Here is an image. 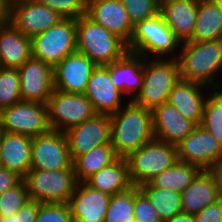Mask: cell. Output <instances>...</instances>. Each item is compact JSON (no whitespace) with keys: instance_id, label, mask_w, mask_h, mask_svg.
<instances>
[{"instance_id":"cell-1","label":"cell","mask_w":222,"mask_h":222,"mask_svg":"<svg viewBox=\"0 0 222 222\" xmlns=\"http://www.w3.org/2000/svg\"><path fill=\"white\" fill-rule=\"evenodd\" d=\"M110 120L111 145L119 158H127L155 138L152 110L137 105L132 100L111 114Z\"/></svg>"},{"instance_id":"cell-2","label":"cell","mask_w":222,"mask_h":222,"mask_svg":"<svg viewBox=\"0 0 222 222\" xmlns=\"http://www.w3.org/2000/svg\"><path fill=\"white\" fill-rule=\"evenodd\" d=\"M176 59L181 79L222 89V39L183 42Z\"/></svg>"},{"instance_id":"cell-3","label":"cell","mask_w":222,"mask_h":222,"mask_svg":"<svg viewBox=\"0 0 222 222\" xmlns=\"http://www.w3.org/2000/svg\"><path fill=\"white\" fill-rule=\"evenodd\" d=\"M126 45L129 52L144 58L176 59L181 42L158 13L152 18L136 23Z\"/></svg>"},{"instance_id":"cell-4","label":"cell","mask_w":222,"mask_h":222,"mask_svg":"<svg viewBox=\"0 0 222 222\" xmlns=\"http://www.w3.org/2000/svg\"><path fill=\"white\" fill-rule=\"evenodd\" d=\"M77 51L86 55L97 66H105L120 59L128 50L117 35L86 15L76 19Z\"/></svg>"},{"instance_id":"cell-5","label":"cell","mask_w":222,"mask_h":222,"mask_svg":"<svg viewBox=\"0 0 222 222\" xmlns=\"http://www.w3.org/2000/svg\"><path fill=\"white\" fill-rule=\"evenodd\" d=\"M179 80L180 71L177 59L144 58L142 88L132 101L153 110L168 102L170 91Z\"/></svg>"},{"instance_id":"cell-6","label":"cell","mask_w":222,"mask_h":222,"mask_svg":"<svg viewBox=\"0 0 222 222\" xmlns=\"http://www.w3.org/2000/svg\"><path fill=\"white\" fill-rule=\"evenodd\" d=\"M132 186L149 183L157 175L171 167L177 159V146L152 139L127 158Z\"/></svg>"},{"instance_id":"cell-7","label":"cell","mask_w":222,"mask_h":222,"mask_svg":"<svg viewBox=\"0 0 222 222\" xmlns=\"http://www.w3.org/2000/svg\"><path fill=\"white\" fill-rule=\"evenodd\" d=\"M23 180L30 200L43 204L69 203L78 183L73 165L57 171L30 169Z\"/></svg>"},{"instance_id":"cell-8","label":"cell","mask_w":222,"mask_h":222,"mask_svg":"<svg viewBox=\"0 0 222 222\" xmlns=\"http://www.w3.org/2000/svg\"><path fill=\"white\" fill-rule=\"evenodd\" d=\"M32 56L53 68L77 51L76 19L63 18L56 25L31 38Z\"/></svg>"},{"instance_id":"cell-9","label":"cell","mask_w":222,"mask_h":222,"mask_svg":"<svg viewBox=\"0 0 222 222\" xmlns=\"http://www.w3.org/2000/svg\"><path fill=\"white\" fill-rule=\"evenodd\" d=\"M50 130L47 104L21 101L0 111V131L33 138Z\"/></svg>"},{"instance_id":"cell-10","label":"cell","mask_w":222,"mask_h":222,"mask_svg":"<svg viewBox=\"0 0 222 222\" xmlns=\"http://www.w3.org/2000/svg\"><path fill=\"white\" fill-rule=\"evenodd\" d=\"M52 130L66 132L94 117L97 113L85 94L66 93L54 89L47 102Z\"/></svg>"},{"instance_id":"cell-11","label":"cell","mask_w":222,"mask_h":222,"mask_svg":"<svg viewBox=\"0 0 222 222\" xmlns=\"http://www.w3.org/2000/svg\"><path fill=\"white\" fill-rule=\"evenodd\" d=\"M72 166L65 132L50 130L32 138L31 168L65 170Z\"/></svg>"},{"instance_id":"cell-12","label":"cell","mask_w":222,"mask_h":222,"mask_svg":"<svg viewBox=\"0 0 222 222\" xmlns=\"http://www.w3.org/2000/svg\"><path fill=\"white\" fill-rule=\"evenodd\" d=\"M177 146L178 161L211 170L222 159V146L202 126L197 125Z\"/></svg>"},{"instance_id":"cell-13","label":"cell","mask_w":222,"mask_h":222,"mask_svg":"<svg viewBox=\"0 0 222 222\" xmlns=\"http://www.w3.org/2000/svg\"><path fill=\"white\" fill-rule=\"evenodd\" d=\"M71 160L88 153L95 147L111 145L110 115L96 114L66 132Z\"/></svg>"},{"instance_id":"cell-14","label":"cell","mask_w":222,"mask_h":222,"mask_svg":"<svg viewBox=\"0 0 222 222\" xmlns=\"http://www.w3.org/2000/svg\"><path fill=\"white\" fill-rule=\"evenodd\" d=\"M63 17L36 0H12L10 23L27 37H34Z\"/></svg>"},{"instance_id":"cell-15","label":"cell","mask_w":222,"mask_h":222,"mask_svg":"<svg viewBox=\"0 0 222 222\" xmlns=\"http://www.w3.org/2000/svg\"><path fill=\"white\" fill-rule=\"evenodd\" d=\"M17 69L21 100L47 104L54 91L53 67L32 56Z\"/></svg>"},{"instance_id":"cell-16","label":"cell","mask_w":222,"mask_h":222,"mask_svg":"<svg viewBox=\"0 0 222 222\" xmlns=\"http://www.w3.org/2000/svg\"><path fill=\"white\" fill-rule=\"evenodd\" d=\"M96 64L86 55L75 51L53 68L54 89L75 94H84Z\"/></svg>"},{"instance_id":"cell-17","label":"cell","mask_w":222,"mask_h":222,"mask_svg":"<svg viewBox=\"0 0 222 222\" xmlns=\"http://www.w3.org/2000/svg\"><path fill=\"white\" fill-rule=\"evenodd\" d=\"M84 94L97 114H114L129 101L120 90L114 87L109 70L105 66H96L92 71Z\"/></svg>"},{"instance_id":"cell-18","label":"cell","mask_w":222,"mask_h":222,"mask_svg":"<svg viewBox=\"0 0 222 222\" xmlns=\"http://www.w3.org/2000/svg\"><path fill=\"white\" fill-rule=\"evenodd\" d=\"M111 195L78 182L69 206L74 222H104Z\"/></svg>"},{"instance_id":"cell-19","label":"cell","mask_w":222,"mask_h":222,"mask_svg":"<svg viewBox=\"0 0 222 222\" xmlns=\"http://www.w3.org/2000/svg\"><path fill=\"white\" fill-rule=\"evenodd\" d=\"M86 16L117 35L126 44L129 42L133 25L120 0H88Z\"/></svg>"},{"instance_id":"cell-20","label":"cell","mask_w":222,"mask_h":222,"mask_svg":"<svg viewBox=\"0 0 222 222\" xmlns=\"http://www.w3.org/2000/svg\"><path fill=\"white\" fill-rule=\"evenodd\" d=\"M105 67L109 70L114 87L128 97V100H133L142 88L144 57L127 51L120 59Z\"/></svg>"},{"instance_id":"cell-21","label":"cell","mask_w":222,"mask_h":222,"mask_svg":"<svg viewBox=\"0 0 222 222\" xmlns=\"http://www.w3.org/2000/svg\"><path fill=\"white\" fill-rule=\"evenodd\" d=\"M152 120L155 138L173 145L179 144L197 126L168 102L152 110Z\"/></svg>"},{"instance_id":"cell-22","label":"cell","mask_w":222,"mask_h":222,"mask_svg":"<svg viewBox=\"0 0 222 222\" xmlns=\"http://www.w3.org/2000/svg\"><path fill=\"white\" fill-rule=\"evenodd\" d=\"M212 90L203 84L180 78L170 91L168 103L173 105L182 116L200 125L206 98Z\"/></svg>"},{"instance_id":"cell-23","label":"cell","mask_w":222,"mask_h":222,"mask_svg":"<svg viewBox=\"0 0 222 222\" xmlns=\"http://www.w3.org/2000/svg\"><path fill=\"white\" fill-rule=\"evenodd\" d=\"M181 194L182 212L196 214L222 197L211 170H201Z\"/></svg>"},{"instance_id":"cell-24","label":"cell","mask_w":222,"mask_h":222,"mask_svg":"<svg viewBox=\"0 0 222 222\" xmlns=\"http://www.w3.org/2000/svg\"><path fill=\"white\" fill-rule=\"evenodd\" d=\"M32 137L0 131V157L3 168L22 179L31 168Z\"/></svg>"},{"instance_id":"cell-25","label":"cell","mask_w":222,"mask_h":222,"mask_svg":"<svg viewBox=\"0 0 222 222\" xmlns=\"http://www.w3.org/2000/svg\"><path fill=\"white\" fill-rule=\"evenodd\" d=\"M198 4L199 0H172L160 5L159 13L181 43L192 38Z\"/></svg>"},{"instance_id":"cell-26","label":"cell","mask_w":222,"mask_h":222,"mask_svg":"<svg viewBox=\"0 0 222 222\" xmlns=\"http://www.w3.org/2000/svg\"><path fill=\"white\" fill-rule=\"evenodd\" d=\"M32 57L31 38L11 23L0 28V67L19 68Z\"/></svg>"},{"instance_id":"cell-27","label":"cell","mask_w":222,"mask_h":222,"mask_svg":"<svg viewBox=\"0 0 222 222\" xmlns=\"http://www.w3.org/2000/svg\"><path fill=\"white\" fill-rule=\"evenodd\" d=\"M89 186L114 195L132 187L126 158H117L85 181Z\"/></svg>"},{"instance_id":"cell-28","label":"cell","mask_w":222,"mask_h":222,"mask_svg":"<svg viewBox=\"0 0 222 222\" xmlns=\"http://www.w3.org/2000/svg\"><path fill=\"white\" fill-rule=\"evenodd\" d=\"M222 39V13L215 0H199L195 28L189 41Z\"/></svg>"},{"instance_id":"cell-29","label":"cell","mask_w":222,"mask_h":222,"mask_svg":"<svg viewBox=\"0 0 222 222\" xmlns=\"http://www.w3.org/2000/svg\"><path fill=\"white\" fill-rule=\"evenodd\" d=\"M118 157L112 145L98 146L72 161L77 182H85L94 173L110 165Z\"/></svg>"},{"instance_id":"cell-30","label":"cell","mask_w":222,"mask_h":222,"mask_svg":"<svg viewBox=\"0 0 222 222\" xmlns=\"http://www.w3.org/2000/svg\"><path fill=\"white\" fill-rule=\"evenodd\" d=\"M200 171L201 169L193 164L177 160L171 167L152 179L149 184L152 187L182 193Z\"/></svg>"},{"instance_id":"cell-31","label":"cell","mask_w":222,"mask_h":222,"mask_svg":"<svg viewBox=\"0 0 222 222\" xmlns=\"http://www.w3.org/2000/svg\"><path fill=\"white\" fill-rule=\"evenodd\" d=\"M164 222L182 212L181 194L169 189L152 187L149 183L139 186Z\"/></svg>"},{"instance_id":"cell-32","label":"cell","mask_w":222,"mask_h":222,"mask_svg":"<svg viewBox=\"0 0 222 222\" xmlns=\"http://www.w3.org/2000/svg\"><path fill=\"white\" fill-rule=\"evenodd\" d=\"M200 126L210 132L222 146V89H213L208 94Z\"/></svg>"},{"instance_id":"cell-33","label":"cell","mask_w":222,"mask_h":222,"mask_svg":"<svg viewBox=\"0 0 222 222\" xmlns=\"http://www.w3.org/2000/svg\"><path fill=\"white\" fill-rule=\"evenodd\" d=\"M104 222H137L134 220V186L111 195Z\"/></svg>"},{"instance_id":"cell-34","label":"cell","mask_w":222,"mask_h":222,"mask_svg":"<svg viewBox=\"0 0 222 222\" xmlns=\"http://www.w3.org/2000/svg\"><path fill=\"white\" fill-rule=\"evenodd\" d=\"M21 101L18 69L0 67V111Z\"/></svg>"},{"instance_id":"cell-35","label":"cell","mask_w":222,"mask_h":222,"mask_svg":"<svg viewBox=\"0 0 222 222\" xmlns=\"http://www.w3.org/2000/svg\"><path fill=\"white\" fill-rule=\"evenodd\" d=\"M30 201L27 186L22 179L16 186L0 195V217H10L16 214Z\"/></svg>"},{"instance_id":"cell-36","label":"cell","mask_w":222,"mask_h":222,"mask_svg":"<svg viewBox=\"0 0 222 222\" xmlns=\"http://www.w3.org/2000/svg\"><path fill=\"white\" fill-rule=\"evenodd\" d=\"M125 6L132 25L152 18L159 13L160 6L156 0H120Z\"/></svg>"},{"instance_id":"cell-37","label":"cell","mask_w":222,"mask_h":222,"mask_svg":"<svg viewBox=\"0 0 222 222\" xmlns=\"http://www.w3.org/2000/svg\"><path fill=\"white\" fill-rule=\"evenodd\" d=\"M56 11L63 18L78 19L86 15L88 0H36Z\"/></svg>"},{"instance_id":"cell-38","label":"cell","mask_w":222,"mask_h":222,"mask_svg":"<svg viewBox=\"0 0 222 222\" xmlns=\"http://www.w3.org/2000/svg\"><path fill=\"white\" fill-rule=\"evenodd\" d=\"M35 222H74L70 206L63 204L39 203L38 213Z\"/></svg>"},{"instance_id":"cell-39","label":"cell","mask_w":222,"mask_h":222,"mask_svg":"<svg viewBox=\"0 0 222 222\" xmlns=\"http://www.w3.org/2000/svg\"><path fill=\"white\" fill-rule=\"evenodd\" d=\"M134 220L137 222H163L146 195L134 186Z\"/></svg>"},{"instance_id":"cell-40","label":"cell","mask_w":222,"mask_h":222,"mask_svg":"<svg viewBox=\"0 0 222 222\" xmlns=\"http://www.w3.org/2000/svg\"><path fill=\"white\" fill-rule=\"evenodd\" d=\"M39 202L28 201L16 214L10 217H0V222H35Z\"/></svg>"},{"instance_id":"cell-41","label":"cell","mask_w":222,"mask_h":222,"mask_svg":"<svg viewBox=\"0 0 222 222\" xmlns=\"http://www.w3.org/2000/svg\"><path fill=\"white\" fill-rule=\"evenodd\" d=\"M195 222H222V197L194 214Z\"/></svg>"},{"instance_id":"cell-42","label":"cell","mask_w":222,"mask_h":222,"mask_svg":"<svg viewBox=\"0 0 222 222\" xmlns=\"http://www.w3.org/2000/svg\"><path fill=\"white\" fill-rule=\"evenodd\" d=\"M22 180L15 172L9 171L6 168H0V195L16 186Z\"/></svg>"},{"instance_id":"cell-43","label":"cell","mask_w":222,"mask_h":222,"mask_svg":"<svg viewBox=\"0 0 222 222\" xmlns=\"http://www.w3.org/2000/svg\"><path fill=\"white\" fill-rule=\"evenodd\" d=\"M11 1L12 0H0V28L10 24Z\"/></svg>"},{"instance_id":"cell-44","label":"cell","mask_w":222,"mask_h":222,"mask_svg":"<svg viewBox=\"0 0 222 222\" xmlns=\"http://www.w3.org/2000/svg\"><path fill=\"white\" fill-rule=\"evenodd\" d=\"M164 222H195V217L193 214L181 212Z\"/></svg>"},{"instance_id":"cell-45","label":"cell","mask_w":222,"mask_h":222,"mask_svg":"<svg viewBox=\"0 0 222 222\" xmlns=\"http://www.w3.org/2000/svg\"><path fill=\"white\" fill-rule=\"evenodd\" d=\"M211 171L216 178L220 192L222 194V159L212 167Z\"/></svg>"},{"instance_id":"cell-46","label":"cell","mask_w":222,"mask_h":222,"mask_svg":"<svg viewBox=\"0 0 222 222\" xmlns=\"http://www.w3.org/2000/svg\"><path fill=\"white\" fill-rule=\"evenodd\" d=\"M156 1H157L158 5L160 6V5L164 4L165 2L172 1V0H156Z\"/></svg>"},{"instance_id":"cell-47","label":"cell","mask_w":222,"mask_h":222,"mask_svg":"<svg viewBox=\"0 0 222 222\" xmlns=\"http://www.w3.org/2000/svg\"><path fill=\"white\" fill-rule=\"evenodd\" d=\"M220 8V11L222 13V0H215Z\"/></svg>"}]
</instances>
